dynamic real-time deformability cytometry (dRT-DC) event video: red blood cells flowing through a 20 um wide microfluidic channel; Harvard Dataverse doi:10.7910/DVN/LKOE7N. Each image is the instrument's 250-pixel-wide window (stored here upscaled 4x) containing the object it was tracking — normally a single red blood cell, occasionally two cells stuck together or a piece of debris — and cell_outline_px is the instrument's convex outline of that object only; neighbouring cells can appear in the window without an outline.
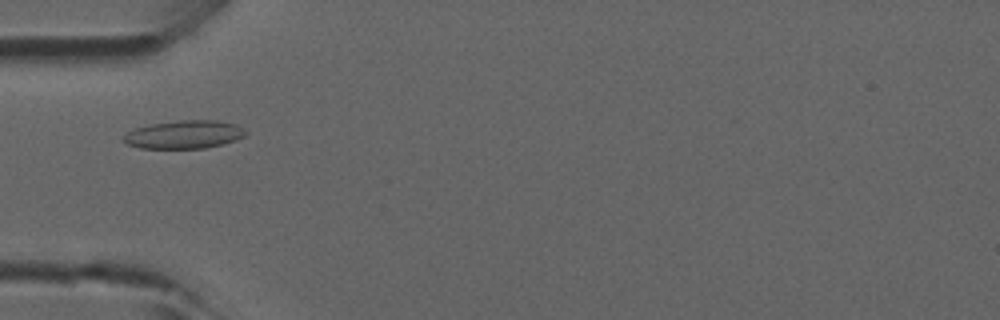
{"species": "common noctule bat (a hibernating species)", "species_latin": "Nyctalus noctula", "temperature_condition": "room temperature", "stored_images_in_passage": 5, "camera_frame_rate_fps": 3000, "um_per_image_px": 0.085, "animal": {"sex": "male", "forearm_length_mm": 52.5}, "frame": {"image": 1, "passage_image": 4, "time_ms": 1.0, "image_size_px": [1000, 320], "cell_outline_px": [[248, 132], [244, 136], [236, 140], [224, 144], [204, 148], [140, 148], [128, 144], [120, 140], [120, 136], [136, 128], [152, 124], [180, 120], [216, 120], [236, 124]], "centroid_in_image_um": [15.64, 11.43], "position_along_channel_um": 69.4, "area_um2": 20.11}}
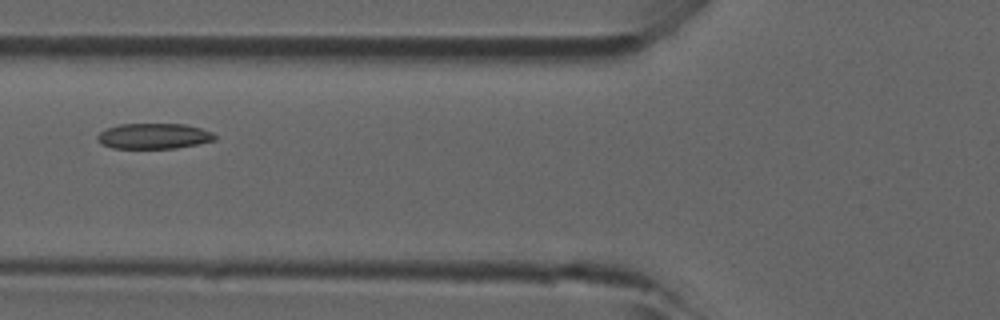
{"frame": {"image": 2, "passage_image": 5, "time_ms": 1.333, "image_size_px": [1000, 320], "cell_outline_px": [[216, 140], [176, 148], [112, 148], [100, 144], [96, 136], [100, 132], [108, 128], [120, 124], [184, 124], [200, 128], [212, 132], [216, 136]], "centroid_in_image_um": [13.06, 11.57], "position_along_channel_um": 112.7, "area_um2": 17.4}}